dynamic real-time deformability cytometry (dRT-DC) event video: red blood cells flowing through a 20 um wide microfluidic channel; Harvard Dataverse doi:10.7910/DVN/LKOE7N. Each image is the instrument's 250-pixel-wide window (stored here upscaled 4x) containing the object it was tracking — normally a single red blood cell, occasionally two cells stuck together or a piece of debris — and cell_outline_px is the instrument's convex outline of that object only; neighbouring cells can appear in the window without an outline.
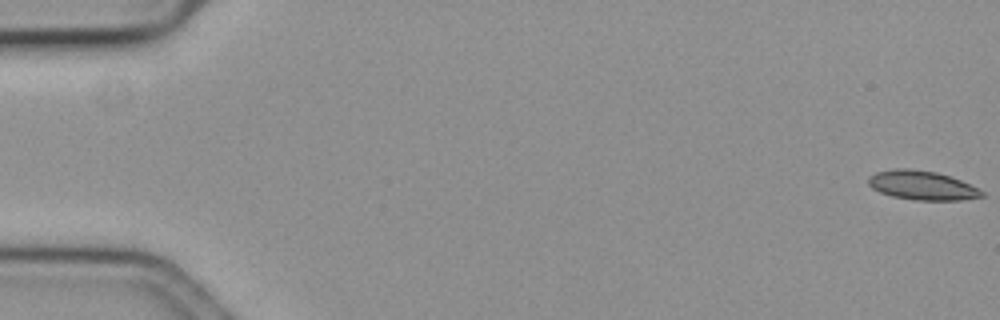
{"species": "common noctule bat (a hibernating species)", "species_latin": "Nyctalus noctula", "temperature_condition": "cold", "stored_images_in_passage": 59, "camera_frame_rate_fps": 3000, "um_per_image_px": 0.085, "animal": {"sex": "female", "body_mass_g": 19.3, "forearm_length_mm": 54.1}, "frame": {"image": 1, "passage_image": 1, "time_ms": 0.0, "image_size_px": [1000, 320], "cell_outline_px": [[984, 196], [960, 200], [916, 200], [892, 196], [880, 192], [872, 188], [868, 184], [868, 176], [876, 172], [896, 168], [908, 168], [936, 172], [960, 180], [984, 192]], "centroid_in_image_um": [78.33, 15.75], "position_along_channel_um": 6.7, "area_um2": 19.07}}
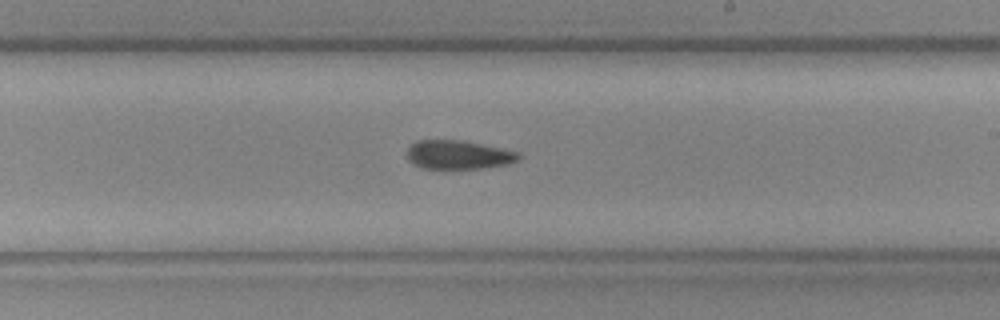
{"frame": {"image": 2, "passage_image": 35, "time_ms": 11.333, "image_size_px": [1000, 320], "cell_outline_px": [[520, 160], [508, 164], [480, 168], [420, 168], [412, 164], [408, 160], [408, 148], [416, 140], [460, 140], [520, 152]], "centroid_in_image_um": [38.95, 13.16], "position_along_channel_um": 250.0, "area_um2": 18.61}}
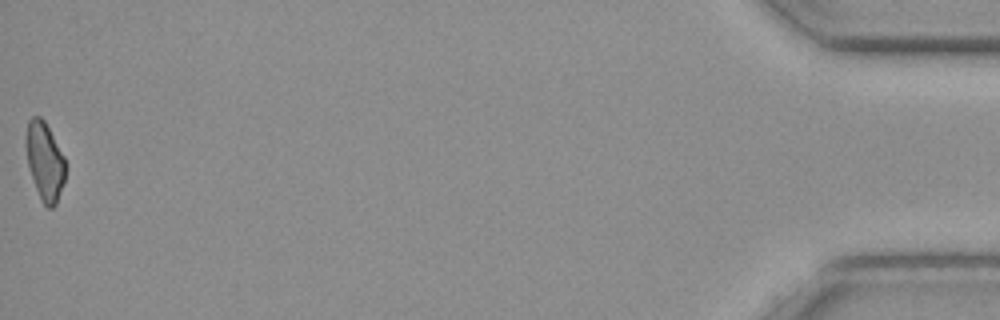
{"frame": {"image": 3, "passage_image": 59, "time_ms": 19.333, "image_size_px": [1000, 320], "cell_outline_px": [[64, 180], [56, 204], [52, 208], [48, 208], [40, 200], [28, 164], [28, 120], [32, 116], [40, 116], [44, 120], [64, 156]], "centroid_in_image_um": [3.83, 13.73], "position_along_channel_um": 431.4, "area_um2": 17.17}}